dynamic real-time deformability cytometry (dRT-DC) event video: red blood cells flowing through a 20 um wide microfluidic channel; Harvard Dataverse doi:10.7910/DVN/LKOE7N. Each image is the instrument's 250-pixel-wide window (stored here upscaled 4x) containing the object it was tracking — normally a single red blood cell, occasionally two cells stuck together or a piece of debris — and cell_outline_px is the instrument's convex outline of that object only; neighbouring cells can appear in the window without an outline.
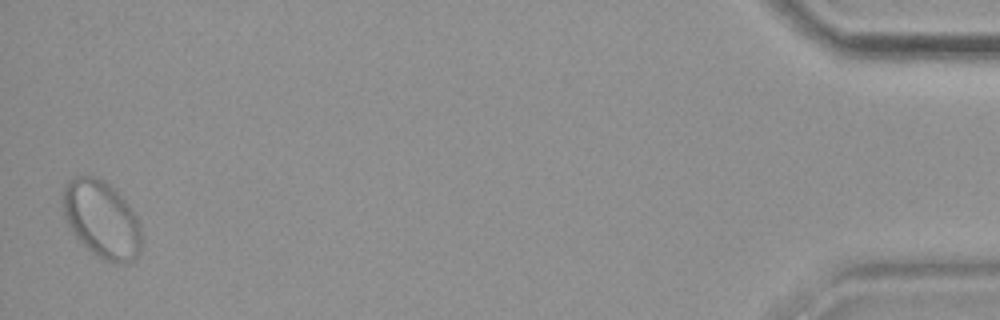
{"species": "common noctule bat (a hibernating species)", "species_latin": "Nyctalus noctula", "temperature_condition": "warm", "stored_images_in_passage": 32, "segment_of_instrument_passage": [2, 2], "camera_frame_rate_fps": 3000, "um_per_image_px": 0.085, "animal": {"sex": "female", "body_mass_g": 19.9}, "frame": {"image": 1, "passage_image": 32, "time_ms": 10.333, "image_size_px": [1000, 320], "cell_outline_px": [[140, 252], [132, 260], [112, 264], [96, 256], [76, 236], [64, 216], [64, 188], [68, 180], [76, 176], [96, 176], [104, 180], [128, 204], [140, 224]], "centroid_in_image_um": [8.64, 18.64], "position_along_channel_um": 426.6, "area_um2": 34.68}}